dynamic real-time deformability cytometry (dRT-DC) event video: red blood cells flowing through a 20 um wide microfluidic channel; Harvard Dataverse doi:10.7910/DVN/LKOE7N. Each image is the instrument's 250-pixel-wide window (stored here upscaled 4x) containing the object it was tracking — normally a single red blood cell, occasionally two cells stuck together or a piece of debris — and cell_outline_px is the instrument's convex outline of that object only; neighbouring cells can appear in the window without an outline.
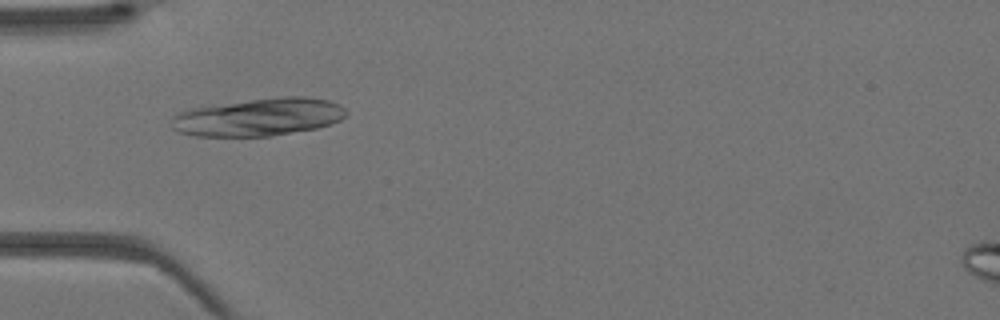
{"species": "Egyptian fruit bat (a non-hibernating species)", "species_latin": "Rousettus aegyptiacus", "temperature_condition": "warm", "stored_images_in_passage": 29, "camera_frame_rate_fps": 3000, "um_per_image_px": 0.085, "animal": {"sex": "female"}, "frame": {"image": 1, "passage_image": 1, "time_ms": 0.0, "image_size_px": [1000, 320], "cell_outline_px": [[348, 112], [340, 120], [332, 124], [316, 128], [272, 136], [196, 136], [180, 132], [172, 128], [172, 116], [176, 112], [192, 108], [280, 96], [304, 96], [328, 100], [340, 104]], "centroid_in_image_um": [22.01, 9.95], "position_along_channel_um": 63.0, "area_um2": 38.38}}
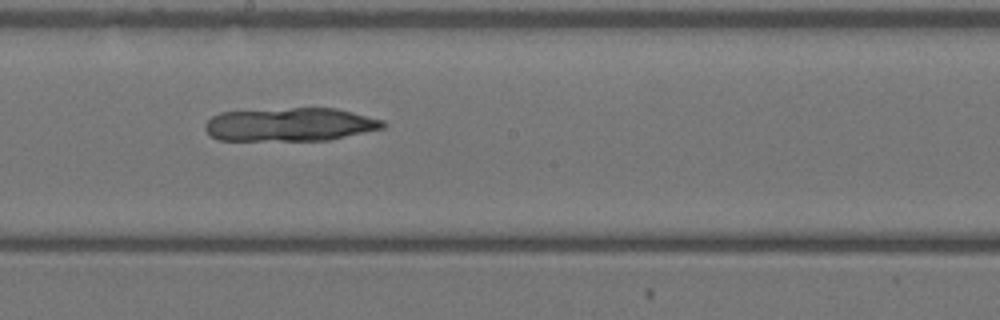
{"frame": {"image": 2, "passage_image": 11, "time_ms": 3.333, "image_size_px": [1000, 320], "cell_outline_px": [[384, 128], [328, 140], [220, 140], [212, 136], [204, 128], [204, 124], [212, 116], [220, 112], [292, 108], [336, 108], [384, 120]], "centroid_in_image_um": [24.65, 10.58], "position_along_channel_um": 223.6, "area_um2": 34.45}}
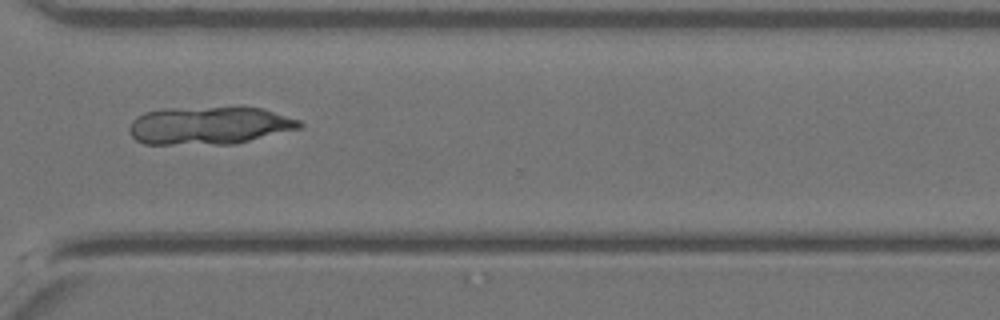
{"frame": {"image": 3, "passage_image": 19, "time_ms": 6.0, "image_size_px": [1000, 320], "cell_outline_px": [[304, 124], [300, 128], [236, 144], [144, 144], [136, 140], [132, 136], [128, 128], [132, 120], [136, 116], [144, 112], [164, 108], [240, 104], [264, 108], [300, 120]], "centroid_in_image_um": [17.81, 10.62], "position_along_channel_um": 352.8, "area_um2": 39.02}}